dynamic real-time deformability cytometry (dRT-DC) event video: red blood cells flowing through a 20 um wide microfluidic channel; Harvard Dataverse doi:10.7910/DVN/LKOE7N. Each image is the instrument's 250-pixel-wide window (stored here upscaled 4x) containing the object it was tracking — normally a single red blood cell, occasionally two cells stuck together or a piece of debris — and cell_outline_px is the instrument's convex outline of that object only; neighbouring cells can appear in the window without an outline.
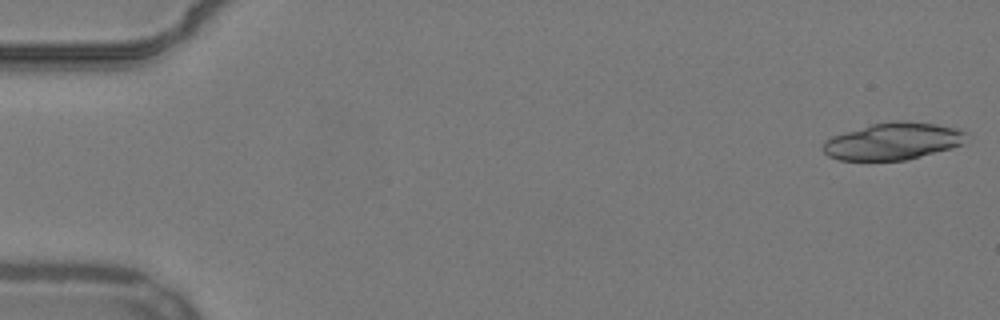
{"species": "common noctule bat (a hibernating species)", "species_latin": "Nyctalus noctula", "temperature_condition": "warm", "stored_images_in_passage": 10, "camera_frame_rate_fps": 3000, "um_per_image_px": 0.085, "animal": {"sex": "male", "body_mass_g": 19.2, "forearm_length_mm": 51.8}, "frame": {"image": 1, "passage_image": 1, "time_ms": 0.0, "image_size_px": [1000, 320], "cell_outline_px": [[972, 136], [964, 144], [952, 148], [908, 160], [840, 160], [828, 156], [820, 148], [824, 140], [832, 136], [844, 132], [872, 124], [892, 120], [904, 120], [936, 124], [960, 128], [968, 132]], "centroid_in_image_um": [75.98, 11.99], "position_along_channel_um": 9.0, "area_um2": 31.67}}